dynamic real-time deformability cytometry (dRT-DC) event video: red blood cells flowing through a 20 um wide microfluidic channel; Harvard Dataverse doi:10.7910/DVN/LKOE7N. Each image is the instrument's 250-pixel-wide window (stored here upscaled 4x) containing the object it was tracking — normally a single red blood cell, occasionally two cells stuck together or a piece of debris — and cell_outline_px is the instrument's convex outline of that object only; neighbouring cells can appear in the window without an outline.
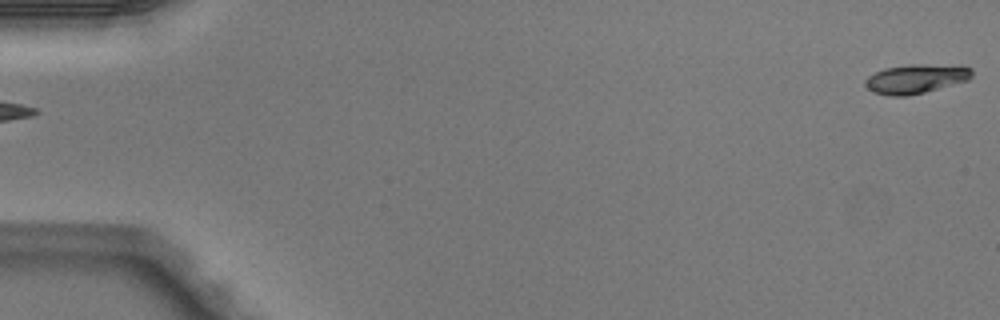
{"species": "Egyptian fruit bat (a non-hibernating species)", "species_latin": "Rousettus aegyptiacus", "temperature_condition": "warm", "stored_images_in_passage": 4, "segment_of_instrument_passage": [2, 2], "camera_frame_rate_fps": 3000, "um_per_image_px": 0.085, "animal": {"sex": "male"}, "frame": {"image": 1, "passage_image": 4, "time_ms": 1.0, "image_size_px": [1000, 320], "cell_outline_px": [[972, 76], [968, 80], [924, 92], [908, 96], [888, 96], [872, 92], [864, 84], [864, 80], [868, 76], [884, 68], [908, 64], [960, 64], [972, 68]], "centroid_in_image_um": [77.86, 6.68], "position_along_channel_um": 7.1, "area_um2": 18.5}}